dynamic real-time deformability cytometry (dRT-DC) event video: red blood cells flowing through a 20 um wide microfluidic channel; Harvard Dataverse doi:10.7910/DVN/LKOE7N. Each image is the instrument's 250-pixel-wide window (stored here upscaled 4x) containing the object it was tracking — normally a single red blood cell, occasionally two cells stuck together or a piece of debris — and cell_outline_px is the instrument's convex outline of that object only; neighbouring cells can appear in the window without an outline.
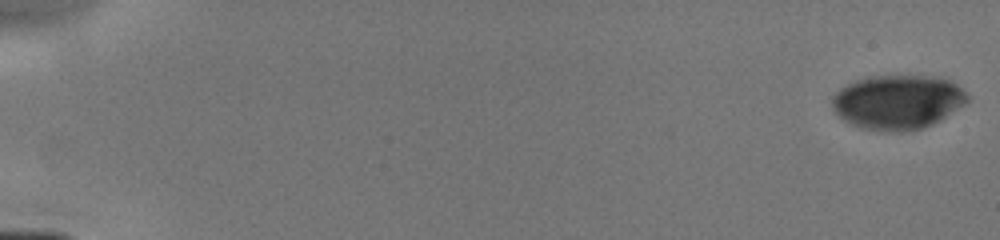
{"species": "human", "species_latin": "Homo sapiens", "temperature_condition": "cold", "stored_images_in_passage": 9, "camera_frame_rate_fps": 3000, "um_per_image_px": 0.085, "donor": {"sex": "male"}, "frame": {"image": 1, "passage_image": 1, "time_ms": 0.0, "image_size_px": [1000, 240], "cell_outline_px": [[968, 100], [964, 104], [940, 120], [924, 128], [900, 132], [888, 132], [864, 128], [852, 124], [844, 120], [836, 112], [832, 104], [832, 96], [840, 88], [864, 76], [928, 76], [948, 80], [956, 84], [968, 96]], "centroid_in_image_um": [76.28, 8.67], "position_along_channel_um": 8.7, "area_um2": 42.54}}